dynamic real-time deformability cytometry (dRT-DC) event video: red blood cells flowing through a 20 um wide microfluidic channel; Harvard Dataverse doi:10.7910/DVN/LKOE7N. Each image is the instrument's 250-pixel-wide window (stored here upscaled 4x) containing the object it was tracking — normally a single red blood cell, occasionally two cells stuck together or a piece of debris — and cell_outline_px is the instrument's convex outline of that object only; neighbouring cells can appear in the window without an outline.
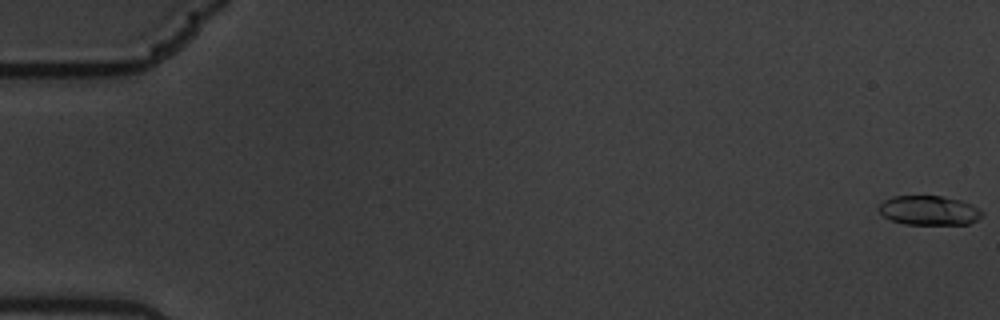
{"species": "common noctule bat (a hibernating species)", "species_latin": "Nyctalus noctula", "temperature_condition": "warm", "stored_images_in_passage": 55, "camera_frame_rate_fps": 3000, "um_per_image_px": 0.085, "animal": {"sex": "male", "body_mass_g": 19.5, "forearm_length_mm": 54.6}, "frame": {"image": 1, "passage_image": 1, "time_ms": 0.0, "image_size_px": [1000, 320], "cell_outline_px": [[984, 212], [976, 220], [968, 224], [904, 224], [892, 220], [884, 216], [876, 208], [884, 200], [892, 196], [940, 196], [960, 200], [980, 208]], "centroid_in_image_um": [78.95, 17.88], "position_along_channel_um": 6.0, "area_um2": 17.63}}
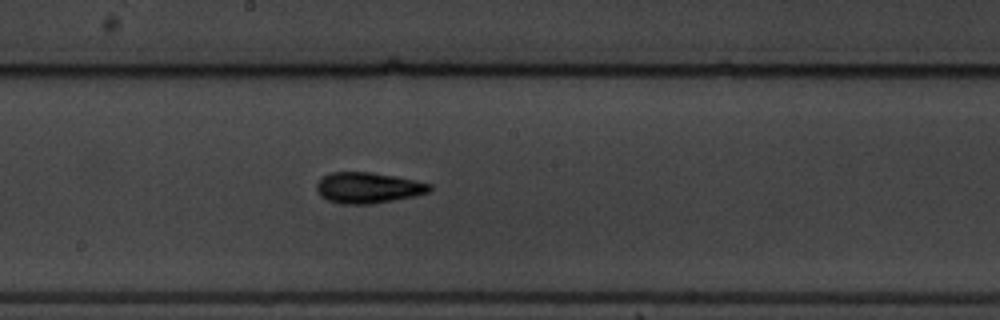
{"frame": {"image": 2, "passage_image": 34, "time_ms": 11.0, "image_size_px": [1000, 320], "cell_outline_px": [[432, 188], [428, 192], [416, 196], [372, 204], [340, 204], [328, 200], [320, 196], [316, 188], [316, 184], [324, 176], [332, 172], [372, 172], [396, 176], [416, 180], [432, 184]], "centroid_in_image_um": [31.31, 15.96], "position_along_channel_um": 216.9, "area_um2": 20.46}}
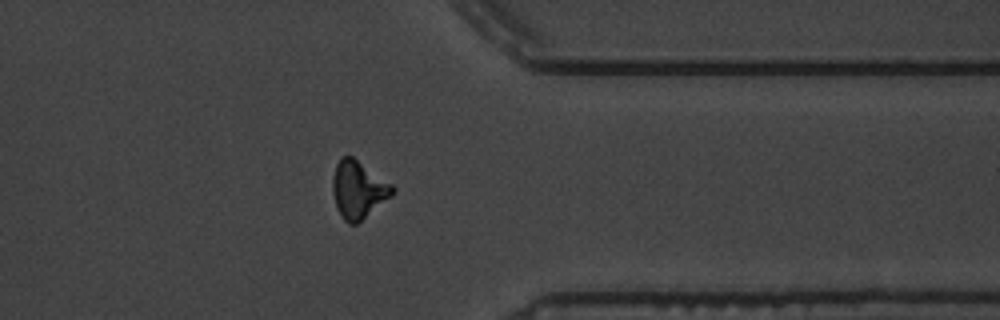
{"frame": {"image": 3, "passage_image": 49, "time_ms": 16.0, "image_size_px": [1000, 320], "cell_outline_px": [[396, 192], [392, 196], [356, 224], [348, 224], [344, 220], [336, 204], [332, 192], [332, 180], [336, 164], [340, 156], [352, 156], [392, 184], [396, 188]], "centroid_in_image_um": [30.46, 16.1], "position_along_channel_um": 380.9, "area_um2": 19.94}}